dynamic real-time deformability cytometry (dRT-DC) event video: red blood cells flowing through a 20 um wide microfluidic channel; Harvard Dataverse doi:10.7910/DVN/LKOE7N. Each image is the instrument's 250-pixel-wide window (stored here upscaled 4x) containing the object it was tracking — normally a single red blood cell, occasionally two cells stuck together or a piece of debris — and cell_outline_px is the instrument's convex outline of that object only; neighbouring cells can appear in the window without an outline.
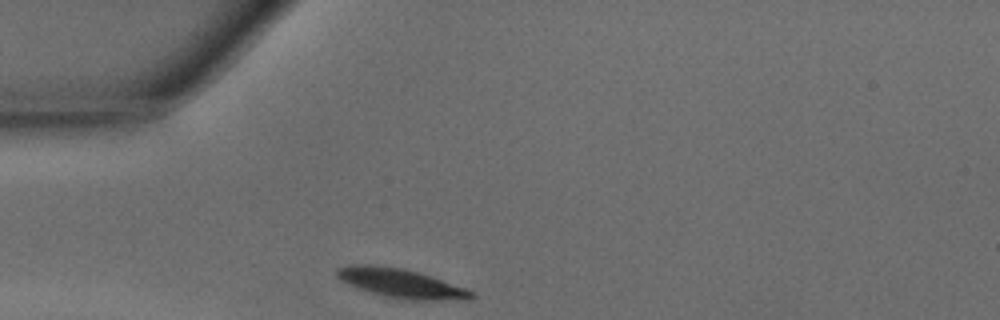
{"species": "common noctule bat (a hibernating species)", "species_latin": "Nyctalus noctula", "temperature_condition": "warm", "stored_images_in_passage": 25, "camera_frame_rate_fps": 3000, "um_per_image_px": 0.085, "animal": {"sex": "male", "body_mass_g": 15.6}, "frame": {"image": 1, "passage_image": 1, "time_ms": 0.0, "image_size_px": [1000, 320], "cell_outline_px": [[476, 296], [472, 300], [400, 300], [384, 296], [356, 288], [340, 280], [336, 276], [336, 268], [352, 264], [368, 264], [404, 268], [464, 288], [472, 292]], "centroid_in_image_um": [34.03, 24.09], "position_along_channel_um": 51.0, "area_um2": 22.83}}
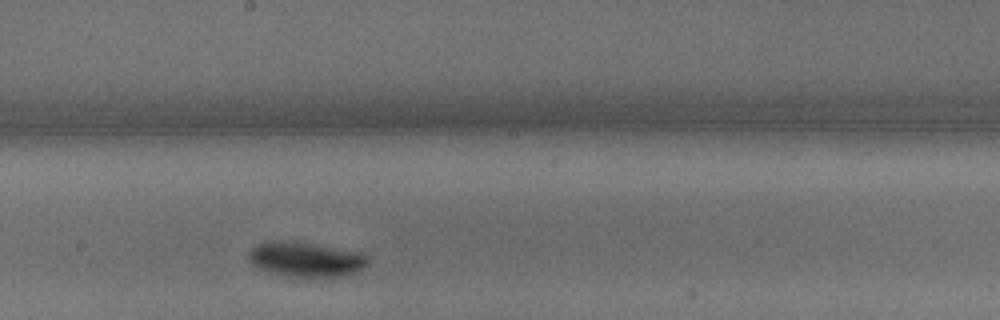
{"frame": {"image": 2, "passage_image": 14, "time_ms": 4.333, "image_size_px": [1000, 320], "cell_outline_px": [[368, 264], [364, 268], [356, 272], [340, 276], [316, 280], [296, 280], [260, 268], [252, 264], [248, 256], [248, 252], [256, 244], [272, 240], [308, 244], [364, 252], [368, 256]], "centroid_in_image_um": [26.03, 22.11], "position_along_channel_um": 222.2, "area_um2": 24.85}}
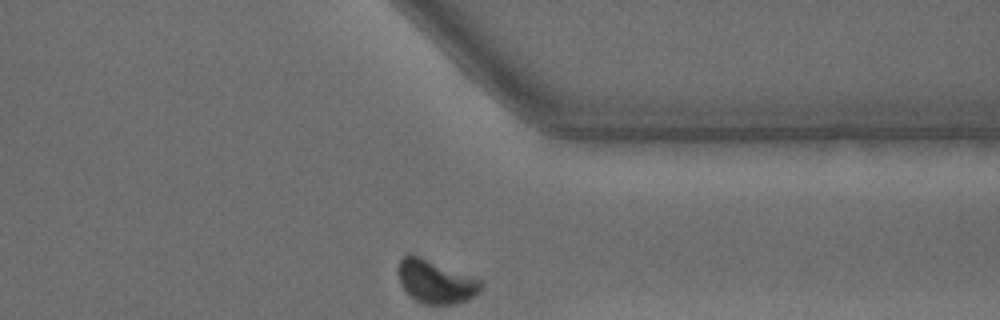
{"frame": {"image": 3, "passage_image": 25, "time_ms": 8.0, "image_size_px": [1000, 320], "cell_outline_px": [[484, 284], [480, 292], [468, 300], [452, 304], [424, 304], [416, 300], [400, 284], [400, 260], [408, 252], [420, 256], [484, 280]], "centroid_in_image_um": [37.11, 23.93], "position_along_channel_um": 374.3, "area_um2": 20.87}, "authors_computed_cell_mechanics": {"area_um2": 23.5246, "velocity_mm_per_s": 4.2253, "shape_relaxation_time_tau1_ms": 2.2355, "shape_relaxation_time_tau2_ms": null, "deformation_change_tau1": 0.1294, "deformation_change_tau2": null}}